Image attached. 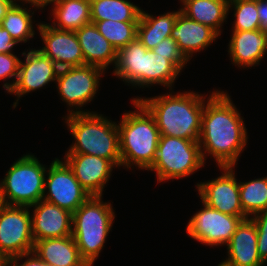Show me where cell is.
Returning <instances> with one entry per match:
<instances>
[{
	"instance_id": "5b68a950",
	"label": "cell",
	"mask_w": 267,
	"mask_h": 266,
	"mask_svg": "<svg viewBox=\"0 0 267 266\" xmlns=\"http://www.w3.org/2000/svg\"><path fill=\"white\" fill-rule=\"evenodd\" d=\"M73 136L66 153H81L110 160L121 167L119 132L115 121L98 112L75 113L62 117Z\"/></svg>"
},
{
	"instance_id": "d6a6232c",
	"label": "cell",
	"mask_w": 267,
	"mask_h": 266,
	"mask_svg": "<svg viewBox=\"0 0 267 266\" xmlns=\"http://www.w3.org/2000/svg\"><path fill=\"white\" fill-rule=\"evenodd\" d=\"M257 228V249L261 260L267 264V210L251 217Z\"/></svg>"
},
{
	"instance_id": "9a60e30c",
	"label": "cell",
	"mask_w": 267,
	"mask_h": 266,
	"mask_svg": "<svg viewBox=\"0 0 267 266\" xmlns=\"http://www.w3.org/2000/svg\"><path fill=\"white\" fill-rule=\"evenodd\" d=\"M44 47L40 50L59 68L85 65L84 56L75 31L60 30L49 23H36Z\"/></svg>"
},
{
	"instance_id": "f35d334b",
	"label": "cell",
	"mask_w": 267,
	"mask_h": 266,
	"mask_svg": "<svg viewBox=\"0 0 267 266\" xmlns=\"http://www.w3.org/2000/svg\"><path fill=\"white\" fill-rule=\"evenodd\" d=\"M0 266H7V258L0 253Z\"/></svg>"
},
{
	"instance_id": "d6986e66",
	"label": "cell",
	"mask_w": 267,
	"mask_h": 266,
	"mask_svg": "<svg viewBox=\"0 0 267 266\" xmlns=\"http://www.w3.org/2000/svg\"><path fill=\"white\" fill-rule=\"evenodd\" d=\"M228 54L232 64L241 68L260 65L267 53V31H232Z\"/></svg>"
},
{
	"instance_id": "6da1fadb",
	"label": "cell",
	"mask_w": 267,
	"mask_h": 266,
	"mask_svg": "<svg viewBox=\"0 0 267 266\" xmlns=\"http://www.w3.org/2000/svg\"><path fill=\"white\" fill-rule=\"evenodd\" d=\"M241 115L227 91L215 89L209 95L201 116L199 136L204 163L207 156H211L218 168L236 167L249 138Z\"/></svg>"
},
{
	"instance_id": "8d00e7d4",
	"label": "cell",
	"mask_w": 267,
	"mask_h": 266,
	"mask_svg": "<svg viewBox=\"0 0 267 266\" xmlns=\"http://www.w3.org/2000/svg\"><path fill=\"white\" fill-rule=\"evenodd\" d=\"M28 4H31L33 8L36 10H43L48 5H55L56 3L61 2L62 0H24Z\"/></svg>"
},
{
	"instance_id": "30bf717a",
	"label": "cell",
	"mask_w": 267,
	"mask_h": 266,
	"mask_svg": "<svg viewBox=\"0 0 267 266\" xmlns=\"http://www.w3.org/2000/svg\"><path fill=\"white\" fill-rule=\"evenodd\" d=\"M90 196L64 160L55 158L47 167L43 200L73 214Z\"/></svg>"
},
{
	"instance_id": "7a4b0ae2",
	"label": "cell",
	"mask_w": 267,
	"mask_h": 266,
	"mask_svg": "<svg viewBox=\"0 0 267 266\" xmlns=\"http://www.w3.org/2000/svg\"><path fill=\"white\" fill-rule=\"evenodd\" d=\"M152 97H135L154 117L160 135L199 142L201 116L208 95L199 92L173 90ZM208 96V97H207Z\"/></svg>"
},
{
	"instance_id": "2e32d148",
	"label": "cell",
	"mask_w": 267,
	"mask_h": 266,
	"mask_svg": "<svg viewBox=\"0 0 267 266\" xmlns=\"http://www.w3.org/2000/svg\"><path fill=\"white\" fill-rule=\"evenodd\" d=\"M63 159L91 196H103L105 185L117 168L110 160L81 153H65Z\"/></svg>"
},
{
	"instance_id": "4dcf8cb0",
	"label": "cell",
	"mask_w": 267,
	"mask_h": 266,
	"mask_svg": "<svg viewBox=\"0 0 267 266\" xmlns=\"http://www.w3.org/2000/svg\"><path fill=\"white\" fill-rule=\"evenodd\" d=\"M20 59L15 54L0 53V80L5 82L2 88L8 94L17 81Z\"/></svg>"
},
{
	"instance_id": "9c48e42d",
	"label": "cell",
	"mask_w": 267,
	"mask_h": 266,
	"mask_svg": "<svg viewBox=\"0 0 267 266\" xmlns=\"http://www.w3.org/2000/svg\"><path fill=\"white\" fill-rule=\"evenodd\" d=\"M105 72L101 67L87 64L59 69L55 83L58 95L69 107L66 115L94 112L82 108L96 97Z\"/></svg>"
},
{
	"instance_id": "52a82bcc",
	"label": "cell",
	"mask_w": 267,
	"mask_h": 266,
	"mask_svg": "<svg viewBox=\"0 0 267 266\" xmlns=\"http://www.w3.org/2000/svg\"><path fill=\"white\" fill-rule=\"evenodd\" d=\"M47 166L31 154L19 157L0 181L3 205L31 206L42 200Z\"/></svg>"
},
{
	"instance_id": "277c9868",
	"label": "cell",
	"mask_w": 267,
	"mask_h": 266,
	"mask_svg": "<svg viewBox=\"0 0 267 266\" xmlns=\"http://www.w3.org/2000/svg\"><path fill=\"white\" fill-rule=\"evenodd\" d=\"M131 102L135 110L117 121L121 167L148 170L156 158L160 132L149 111L139 101Z\"/></svg>"
},
{
	"instance_id": "60d3db41",
	"label": "cell",
	"mask_w": 267,
	"mask_h": 266,
	"mask_svg": "<svg viewBox=\"0 0 267 266\" xmlns=\"http://www.w3.org/2000/svg\"><path fill=\"white\" fill-rule=\"evenodd\" d=\"M84 1L88 2L89 4H91V3H93V2H95L97 0H84Z\"/></svg>"
},
{
	"instance_id": "1f68e13d",
	"label": "cell",
	"mask_w": 267,
	"mask_h": 266,
	"mask_svg": "<svg viewBox=\"0 0 267 266\" xmlns=\"http://www.w3.org/2000/svg\"><path fill=\"white\" fill-rule=\"evenodd\" d=\"M153 53H157L161 56H165L166 59L170 60L181 72L184 70L186 64L190 61L180 51L176 41L169 37L163 39L152 49Z\"/></svg>"
},
{
	"instance_id": "83f0119b",
	"label": "cell",
	"mask_w": 267,
	"mask_h": 266,
	"mask_svg": "<svg viewBox=\"0 0 267 266\" xmlns=\"http://www.w3.org/2000/svg\"><path fill=\"white\" fill-rule=\"evenodd\" d=\"M239 193L242 210L248 218L267 210V176L239 181Z\"/></svg>"
},
{
	"instance_id": "5bb4252c",
	"label": "cell",
	"mask_w": 267,
	"mask_h": 266,
	"mask_svg": "<svg viewBox=\"0 0 267 266\" xmlns=\"http://www.w3.org/2000/svg\"><path fill=\"white\" fill-rule=\"evenodd\" d=\"M24 60L20 59L18 78L9 94L16 96L13 102L15 109L20 97L30 92L42 89L51 82H56L59 67L40 50L29 48L22 52Z\"/></svg>"
},
{
	"instance_id": "603a6c76",
	"label": "cell",
	"mask_w": 267,
	"mask_h": 266,
	"mask_svg": "<svg viewBox=\"0 0 267 266\" xmlns=\"http://www.w3.org/2000/svg\"><path fill=\"white\" fill-rule=\"evenodd\" d=\"M178 11L167 12L153 16L142 9L137 27L138 40L148 49L152 50L163 39L171 37Z\"/></svg>"
},
{
	"instance_id": "d590c367",
	"label": "cell",
	"mask_w": 267,
	"mask_h": 266,
	"mask_svg": "<svg viewBox=\"0 0 267 266\" xmlns=\"http://www.w3.org/2000/svg\"><path fill=\"white\" fill-rule=\"evenodd\" d=\"M261 30L267 31V0H257Z\"/></svg>"
},
{
	"instance_id": "ba28073f",
	"label": "cell",
	"mask_w": 267,
	"mask_h": 266,
	"mask_svg": "<svg viewBox=\"0 0 267 266\" xmlns=\"http://www.w3.org/2000/svg\"><path fill=\"white\" fill-rule=\"evenodd\" d=\"M204 164L199 142L160 135L155 161L147 171H154L158 184L193 175Z\"/></svg>"
},
{
	"instance_id": "ffe728a7",
	"label": "cell",
	"mask_w": 267,
	"mask_h": 266,
	"mask_svg": "<svg viewBox=\"0 0 267 266\" xmlns=\"http://www.w3.org/2000/svg\"><path fill=\"white\" fill-rule=\"evenodd\" d=\"M170 36L189 61L193 54L205 50L220 37L210 27L191 20L181 12L177 15Z\"/></svg>"
},
{
	"instance_id": "ab89813d",
	"label": "cell",
	"mask_w": 267,
	"mask_h": 266,
	"mask_svg": "<svg viewBox=\"0 0 267 266\" xmlns=\"http://www.w3.org/2000/svg\"><path fill=\"white\" fill-rule=\"evenodd\" d=\"M180 1V3L182 4L181 5V8L183 7V6H185L188 2H190V1H192V0H179Z\"/></svg>"
},
{
	"instance_id": "44dd1931",
	"label": "cell",
	"mask_w": 267,
	"mask_h": 266,
	"mask_svg": "<svg viewBox=\"0 0 267 266\" xmlns=\"http://www.w3.org/2000/svg\"><path fill=\"white\" fill-rule=\"evenodd\" d=\"M81 46L84 62L103 68L105 71L117 60V51L111 43L99 32L94 23H89L75 30Z\"/></svg>"
},
{
	"instance_id": "7402d4cb",
	"label": "cell",
	"mask_w": 267,
	"mask_h": 266,
	"mask_svg": "<svg viewBox=\"0 0 267 266\" xmlns=\"http://www.w3.org/2000/svg\"><path fill=\"white\" fill-rule=\"evenodd\" d=\"M33 252L51 266H88L72 235L36 241Z\"/></svg>"
},
{
	"instance_id": "3957f363",
	"label": "cell",
	"mask_w": 267,
	"mask_h": 266,
	"mask_svg": "<svg viewBox=\"0 0 267 266\" xmlns=\"http://www.w3.org/2000/svg\"><path fill=\"white\" fill-rule=\"evenodd\" d=\"M113 69V75L125 85L142 89L161 85L172 90L176 78L181 74L170 60L148 50L138 38L117 51Z\"/></svg>"
},
{
	"instance_id": "7c38bea8",
	"label": "cell",
	"mask_w": 267,
	"mask_h": 266,
	"mask_svg": "<svg viewBox=\"0 0 267 266\" xmlns=\"http://www.w3.org/2000/svg\"><path fill=\"white\" fill-rule=\"evenodd\" d=\"M202 203L201 210L197 211L186 225L188 237L210 247L226 246L242 218L227 215Z\"/></svg>"
},
{
	"instance_id": "484cf974",
	"label": "cell",
	"mask_w": 267,
	"mask_h": 266,
	"mask_svg": "<svg viewBox=\"0 0 267 266\" xmlns=\"http://www.w3.org/2000/svg\"><path fill=\"white\" fill-rule=\"evenodd\" d=\"M27 5L28 3L24 0H16L0 23L1 27L6 29L11 37L19 43L29 42L37 33L34 30V20L32 19L35 11L31 10L30 7L33 9L31 4L29 7Z\"/></svg>"
},
{
	"instance_id": "836d02e7",
	"label": "cell",
	"mask_w": 267,
	"mask_h": 266,
	"mask_svg": "<svg viewBox=\"0 0 267 266\" xmlns=\"http://www.w3.org/2000/svg\"><path fill=\"white\" fill-rule=\"evenodd\" d=\"M25 259L24 262L19 261ZM7 266H51L41 260L34 252L7 258Z\"/></svg>"
},
{
	"instance_id": "8992f818",
	"label": "cell",
	"mask_w": 267,
	"mask_h": 266,
	"mask_svg": "<svg viewBox=\"0 0 267 266\" xmlns=\"http://www.w3.org/2000/svg\"><path fill=\"white\" fill-rule=\"evenodd\" d=\"M102 196H90L72 215V237L82 259L93 266L112 231L115 211Z\"/></svg>"
},
{
	"instance_id": "8fae6325",
	"label": "cell",
	"mask_w": 267,
	"mask_h": 266,
	"mask_svg": "<svg viewBox=\"0 0 267 266\" xmlns=\"http://www.w3.org/2000/svg\"><path fill=\"white\" fill-rule=\"evenodd\" d=\"M28 206H0V253L6 258L33 252L31 214Z\"/></svg>"
},
{
	"instance_id": "e0dca14e",
	"label": "cell",
	"mask_w": 267,
	"mask_h": 266,
	"mask_svg": "<svg viewBox=\"0 0 267 266\" xmlns=\"http://www.w3.org/2000/svg\"><path fill=\"white\" fill-rule=\"evenodd\" d=\"M34 241L72 235V213L66 209L40 200L29 206Z\"/></svg>"
},
{
	"instance_id": "ac0fdd59",
	"label": "cell",
	"mask_w": 267,
	"mask_h": 266,
	"mask_svg": "<svg viewBox=\"0 0 267 266\" xmlns=\"http://www.w3.org/2000/svg\"><path fill=\"white\" fill-rule=\"evenodd\" d=\"M228 257L217 266H265L257 249V228L252 218L242 219L226 244Z\"/></svg>"
},
{
	"instance_id": "4316f807",
	"label": "cell",
	"mask_w": 267,
	"mask_h": 266,
	"mask_svg": "<svg viewBox=\"0 0 267 266\" xmlns=\"http://www.w3.org/2000/svg\"><path fill=\"white\" fill-rule=\"evenodd\" d=\"M90 11L91 21L139 22L142 9L129 0H97Z\"/></svg>"
},
{
	"instance_id": "f546056e",
	"label": "cell",
	"mask_w": 267,
	"mask_h": 266,
	"mask_svg": "<svg viewBox=\"0 0 267 266\" xmlns=\"http://www.w3.org/2000/svg\"><path fill=\"white\" fill-rule=\"evenodd\" d=\"M234 10L235 20L232 31H252L261 29L257 0H233L228 2V15Z\"/></svg>"
},
{
	"instance_id": "d4e9b609",
	"label": "cell",
	"mask_w": 267,
	"mask_h": 266,
	"mask_svg": "<svg viewBox=\"0 0 267 266\" xmlns=\"http://www.w3.org/2000/svg\"><path fill=\"white\" fill-rule=\"evenodd\" d=\"M51 10L53 20L49 24L60 30L75 31L91 23L90 4L84 0H62Z\"/></svg>"
},
{
	"instance_id": "e575fe53",
	"label": "cell",
	"mask_w": 267,
	"mask_h": 266,
	"mask_svg": "<svg viewBox=\"0 0 267 266\" xmlns=\"http://www.w3.org/2000/svg\"><path fill=\"white\" fill-rule=\"evenodd\" d=\"M18 44L19 42L14 40L10 33L0 25V53L13 54V48Z\"/></svg>"
},
{
	"instance_id": "74e56055",
	"label": "cell",
	"mask_w": 267,
	"mask_h": 266,
	"mask_svg": "<svg viewBox=\"0 0 267 266\" xmlns=\"http://www.w3.org/2000/svg\"><path fill=\"white\" fill-rule=\"evenodd\" d=\"M16 0H0V23L4 16L6 15L7 10L9 7L15 2Z\"/></svg>"
},
{
	"instance_id": "4fadbf2b",
	"label": "cell",
	"mask_w": 267,
	"mask_h": 266,
	"mask_svg": "<svg viewBox=\"0 0 267 266\" xmlns=\"http://www.w3.org/2000/svg\"><path fill=\"white\" fill-rule=\"evenodd\" d=\"M235 167H219L221 175L195 186L201 201L207 206L224 214L248 218L241 206L239 182L236 179Z\"/></svg>"
},
{
	"instance_id": "f1b7e54d",
	"label": "cell",
	"mask_w": 267,
	"mask_h": 266,
	"mask_svg": "<svg viewBox=\"0 0 267 266\" xmlns=\"http://www.w3.org/2000/svg\"><path fill=\"white\" fill-rule=\"evenodd\" d=\"M91 23L97 26L99 32L111 43L116 51L137 38L139 22L104 20L91 21Z\"/></svg>"
},
{
	"instance_id": "cb8c5ba5",
	"label": "cell",
	"mask_w": 267,
	"mask_h": 266,
	"mask_svg": "<svg viewBox=\"0 0 267 266\" xmlns=\"http://www.w3.org/2000/svg\"><path fill=\"white\" fill-rule=\"evenodd\" d=\"M228 0H192L180 8L186 17L213 29L219 36L228 18Z\"/></svg>"
}]
</instances>
